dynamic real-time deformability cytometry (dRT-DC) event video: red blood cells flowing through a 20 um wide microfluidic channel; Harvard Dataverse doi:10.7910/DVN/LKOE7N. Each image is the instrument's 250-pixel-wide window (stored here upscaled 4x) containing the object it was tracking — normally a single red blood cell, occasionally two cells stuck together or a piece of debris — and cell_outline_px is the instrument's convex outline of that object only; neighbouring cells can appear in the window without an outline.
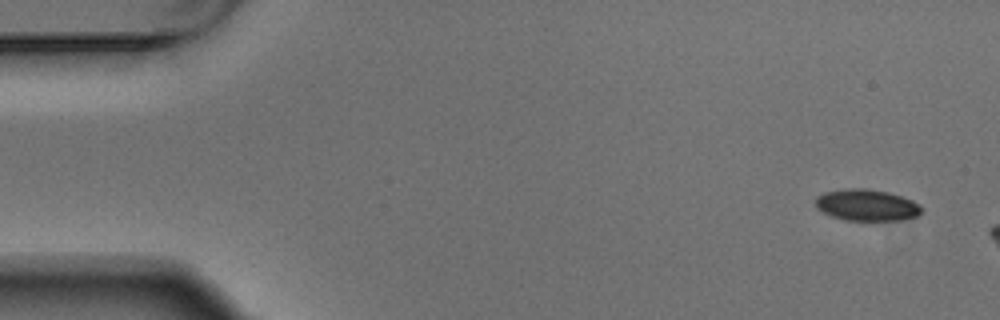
{"species": "Egyptian fruit bat (a non-hibernating species)", "species_latin": "Rousettus aegyptiacus", "temperature_condition": "warm", "stored_images_in_passage": 3, "camera_frame_rate_fps": 3000, "um_per_image_px": 0.085, "animal": {"sex": "male"}, "frame": {"image": 1, "passage_image": 1, "time_ms": 0.0, "image_size_px": [1000, 320], "cell_outline_px": [[920, 212], [916, 216], [900, 220], [848, 220], [832, 216], [816, 208], [816, 196], [824, 192], [848, 188], [864, 188], [888, 192], [912, 200], [920, 204]], "centroid_in_image_um": [73.64, 17.42], "position_along_channel_um": 11.4, "area_um2": 19.25}}